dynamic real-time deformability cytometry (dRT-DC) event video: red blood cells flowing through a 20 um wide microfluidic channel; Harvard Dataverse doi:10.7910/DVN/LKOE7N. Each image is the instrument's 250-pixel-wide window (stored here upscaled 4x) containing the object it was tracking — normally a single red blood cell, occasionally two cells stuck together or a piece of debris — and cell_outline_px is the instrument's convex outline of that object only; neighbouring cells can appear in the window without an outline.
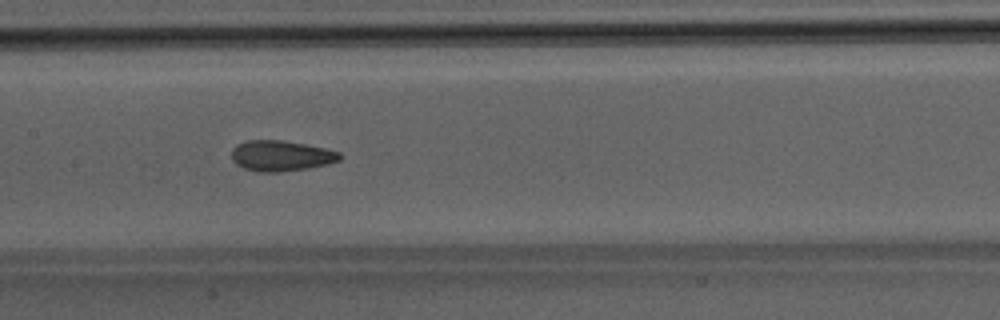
{"species": "Egyptian fruit bat (a non-hibernating species)", "species_latin": "Rousettus aegyptiacus", "temperature_condition": "room temperature", "stored_images_in_passage": 48, "segment_of_instrument_passage": [1, 2], "camera_frame_rate_fps": 3000, "um_per_image_px": 0.085, "animal": {"sex": "male"}, "frame": {"image": 1, "passage_image": 23, "time_ms": 7.333, "image_size_px": [1000, 320], "cell_outline_px": [[344, 156], [340, 160], [328, 164], [308, 168], [280, 172], [256, 172], [244, 168], [236, 164], [232, 160], [232, 148], [236, 144], [248, 140], [280, 140], [304, 144], [324, 148], [340, 152]], "centroid_in_image_um": [23.89, 13.25], "position_along_channel_um": 183.5, "area_um2": 19.42}}
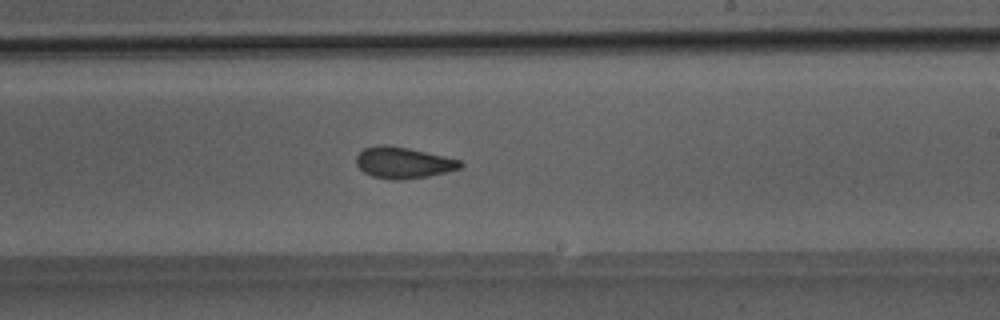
{"frame": {"image": 2, "passage_image": 28, "time_ms": 9.0, "image_size_px": [1000, 320], "cell_outline_px": [[464, 164], [460, 168], [428, 176], [404, 180], [392, 180], [372, 176], [364, 172], [356, 164], [356, 156], [364, 148], [380, 144], [388, 144], [408, 148], [444, 156], [460, 160]], "centroid_in_image_um": [34.25, 13.82], "position_along_channel_um": 254.7, "area_um2": 18.96}}
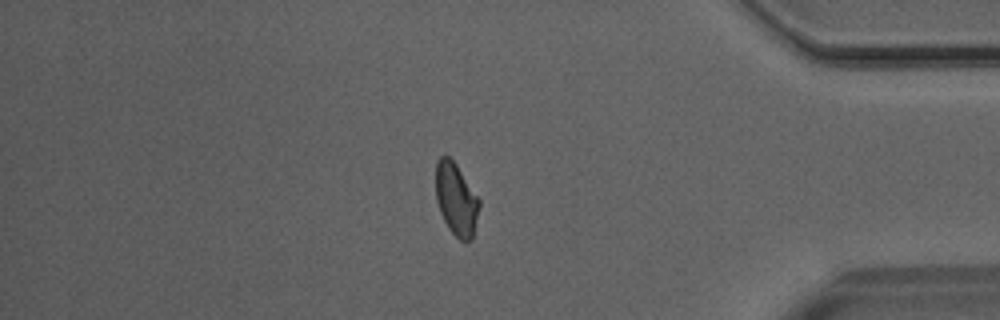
{"frame": {"image": 3, "passage_image": 40, "time_ms": 13.0, "image_size_px": [1000, 320], "cell_outline_px": [[480, 204], [472, 240], [460, 240], [448, 228], [440, 212], [436, 200], [436, 160], [440, 156], [448, 156], [456, 164], [480, 200]], "centroid_in_image_um": [38.76, 16.93], "position_along_channel_um": 396.4, "area_um2": 18.21}}